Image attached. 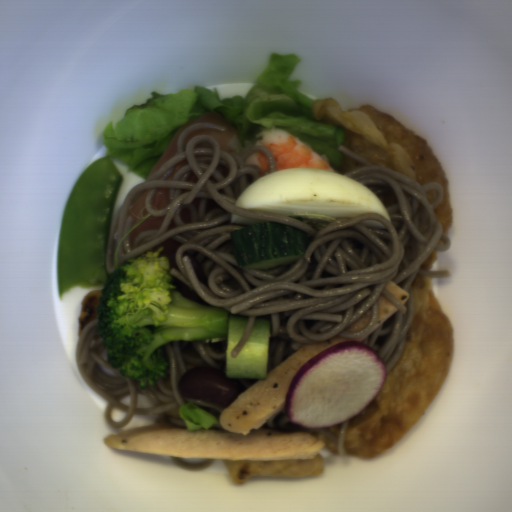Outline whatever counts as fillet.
Returning a JSON list of instances; mask_svg holds the SVG:
<instances>
[{"label": "fillet", "mask_w": 512, "mask_h": 512, "mask_svg": "<svg viewBox=\"0 0 512 512\" xmlns=\"http://www.w3.org/2000/svg\"><path fill=\"white\" fill-rule=\"evenodd\" d=\"M186 165H188V162L186 161H183L182 163H180L178 166L175 167V170L172 172V174L166 178H164L165 180H172L175 173L178 172L180 169H182L183 167H185Z\"/></svg>", "instance_id": "fillet-5"}, {"label": "fillet", "mask_w": 512, "mask_h": 512, "mask_svg": "<svg viewBox=\"0 0 512 512\" xmlns=\"http://www.w3.org/2000/svg\"><path fill=\"white\" fill-rule=\"evenodd\" d=\"M163 218L151 217V218L147 219L146 221H144L143 223H141L137 228L132 230L129 235V245L132 246V244L136 241L137 235L139 233H141L142 231L149 230V229H159L162 224Z\"/></svg>", "instance_id": "fillet-2"}, {"label": "fillet", "mask_w": 512, "mask_h": 512, "mask_svg": "<svg viewBox=\"0 0 512 512\" xmlns=\"http://www.w3.org/2000/svg\"><path fill=\"white\" fill-rule=\"evenodd\" d=\"M196 123H211L222 125L224 127V131H217L213 129H203V130H195L186 135L182 142V150L183 152L186 149L187 144L195 135H211L214 137L219 143V148L222 151L233 154V147L231 142L234 140H238L240 135L239 132L234 128V126L223 118L218 113H204L194 117L187 124H185L182 128H180L173 137L168 141L163 153L156 161V163L149 170L145 181L150 178L156 171H158L165 163H167L171 158L176 156L177 154V144L180 134L189 126ZM144 181V182H145Z\"/></svg>", "instance_id": "fillet-1"}, {"label": "fillet", "mask_w": 512, "mask_h": 512, "mask_svg": "<svg viewBox=\"0 0 512 512\" xmlns=\"http://www.w3.org/2000/svg\"><path fill=\"white\" fill-rule=\"evenodd\" d=\"M169 204V188H160L154 195L152 207L155 209H163Z\"/></svg>", "instance_id": "fillet-4"}, {"label": "fillet", "mask_w": 512, "mask_h": 512, "mask_svg": "<svg viewBox=\"0 0 512 512\" xmlns=\"http://www.w3.org/2000/svg\"><path fill=\"white\" fill-rule=\"evenodd\" d=\"M149 191V190H148ZM148 191H145L129 208V215L132 216V223L135 224L137 219L146 214L145 200Z\"/></svg>", "instance_id": "fillet-3"}]
</instances>
